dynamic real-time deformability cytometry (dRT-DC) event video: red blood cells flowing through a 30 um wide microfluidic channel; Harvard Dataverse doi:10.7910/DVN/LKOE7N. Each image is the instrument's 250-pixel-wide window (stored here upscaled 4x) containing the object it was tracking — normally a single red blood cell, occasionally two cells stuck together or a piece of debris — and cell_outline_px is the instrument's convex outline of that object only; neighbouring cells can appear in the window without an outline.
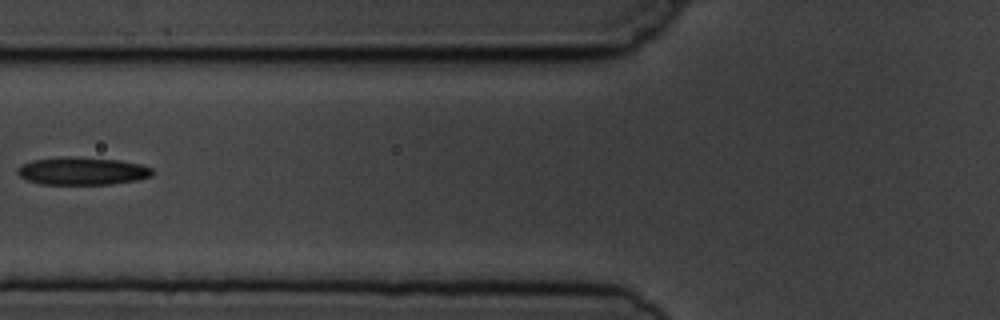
{"species": "common noctule bat (a hibernating species)", "species_latin": "Nyctalus noctula", "temperature_condition": "cold", "stored_images_in_passage": 7, "camera_frame_rate_fps": 3000, "um_per_image_px": 0.085, "animal": {"sex": "male", "body_mass_g": 19.5, "forearm_length_mm": 54.6}, "frame": {"image": 1, "passage_image": 6, "time_ms": 6.0, "image_size_px": [1000, 320], "cell_outline_px": [[152, 176], [136, 180], [112, 184], [40, 184], [28, 180], [20, 176], [16, 172], [16, 168], [20, 164], [32, 160], [60, 156], [76, 156], [120, 160], [140, 164], [152, 168]], "centroid_in_image_um": [6.95, 14.52], "position_along_channel_um": 118.9, "area_um2": 22.08}}
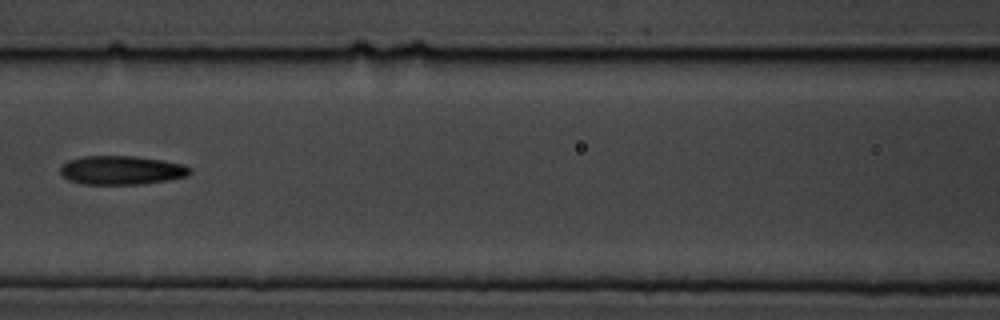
{"frame": {"image": 2, "passage_image": 7, "time_ms": 7.0, "image_size_px": [1000, 320], "cell_outline_px": [[192, 172], [188, 176], [168, 180], [144, 184], [80, 184], [68, 180], [60, 172], [60, 168], [68, 160], [84, 156], [132, 156], [164, 160], [184, 164], [192, 168]], "centroid_in_image_um": [10.37, 14.47], "position_along_channel_um": 156.2, "area_um2": 21.96}}